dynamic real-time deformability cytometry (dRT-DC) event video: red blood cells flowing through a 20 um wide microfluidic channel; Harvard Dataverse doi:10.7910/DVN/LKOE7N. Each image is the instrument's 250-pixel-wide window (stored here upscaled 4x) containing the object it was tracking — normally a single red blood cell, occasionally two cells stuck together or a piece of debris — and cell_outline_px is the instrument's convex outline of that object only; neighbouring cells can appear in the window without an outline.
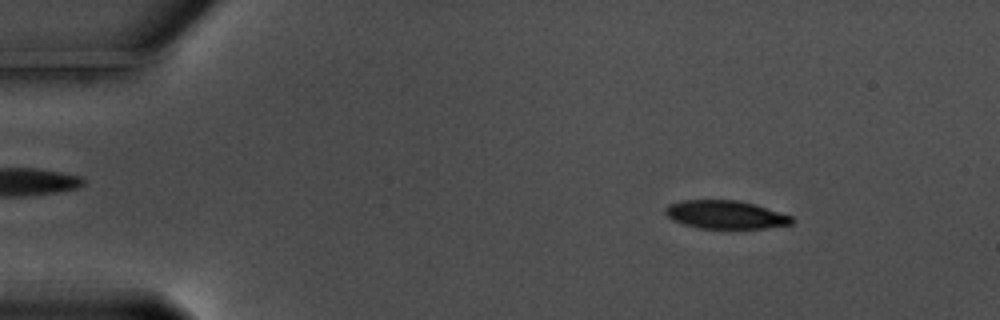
{"species": "common noctule bat (a hibernating species)", "species_latin": "Nyctalus noctula", "temperature_condition": "warm", "stored_images_in_passage": 57, "camera_frame_rate_fps": 3000, "um_per_image_px": 0.085, "animal": {"sex": "male", "body_mass_g": 17.5, "forearm_length_mm": 52.3}, "frame": {"image": 1, "passage_image": 8, "time_ms": 2.333, "image_size_px": [1000, 320], "cell_outline_px": [[796, 220], [792, 224], [764, 228], [700, 228], [684, 224], [672, 220], [664, 212], [664, 208], [668, 204], [680, 200], [736, 200], [756, 204], [792, 216]], "centroid_in_image_um": [61.67, 18.24], "position_along_channel_um": 23.3, "area_um2": 20.92}}
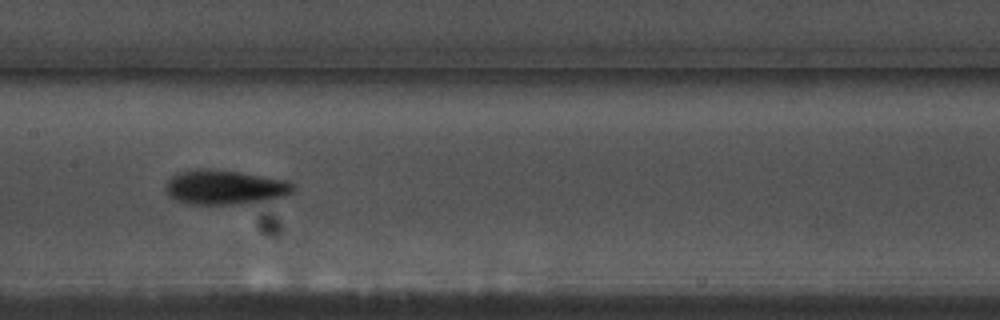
{"frame": {"image": 2, "passage_image": 29, "time_ms": 9.333, "image_size_px": [1000, 320], "cell_outline_px": [[296, 188], [292, 192], [284, 196], [272, 200], [244, 204], [192, 204], [168, 196], [164, 188], [164, 184], [172, 176], [180, 172], [200, 168], [208, 168], [240, 172], [284, 180], [292, 184]], "centroid_in_image_um": [19.11, 15.92], "position_along_channel_um": 188.3, "area_um2": 25.72}}
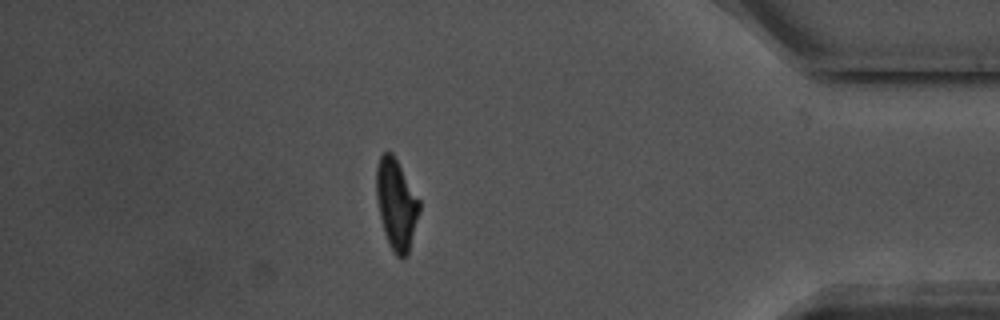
{"frame": {"image": 3, "passage_image": 50, "time_ms": 16.333, "image_size_px": [1000, 320], "cell_outline_px": [[420, 208], [408, 256], [400, 260], [396, 256], [388, 244], [384, 232], [380, 216], [376, 196], [376, 168], [380, 156], [384, 152], [392, 152], [420, 200]], "centroid_in_image_um": [33.69, 17.4], "position_along_channel_um": 401.5, "area_um2": 22.72}, "authors_computed_cell_mechanics": {"area_um2": 22.7154, "velocity_mm_per_s": 3.576, "shape_relaxation_time_tau1_ms": 2.3767, "shape_relaxation_time_tau2_ms": 6.1429, "deformation_change_tau1": 0.1539, "deformation_change_tau2": 0.1412}}